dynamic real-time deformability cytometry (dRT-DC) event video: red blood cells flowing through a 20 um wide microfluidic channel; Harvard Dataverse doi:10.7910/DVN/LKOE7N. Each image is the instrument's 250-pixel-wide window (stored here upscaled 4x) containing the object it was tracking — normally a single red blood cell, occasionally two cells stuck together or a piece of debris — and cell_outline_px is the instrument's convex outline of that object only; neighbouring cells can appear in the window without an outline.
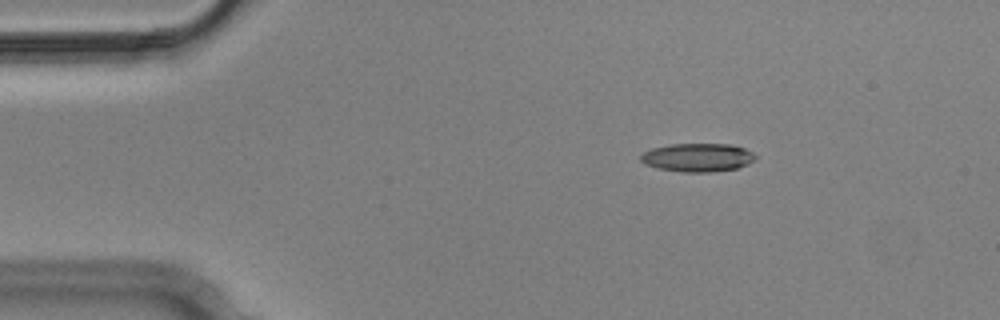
{"species": "Egyptian fruit bat (a non-hibernating species)", "species_latin": "Rousettus aegyptiacus", "temperature_condition": "cold", "stored_images_in_passage": 5, "camera_frame_rate_fps": 3000, "um_per_image_px": 0.085, "animal": {"sex": "male"}, "frame": {"image": 1, "passage_image": 3, "time_ms": 0.667, "image_size_px": [1000, 320], "cell_outline_px": [[756, 160], [748, 164], [736, 168], [712, 172], [680, 172], [656, 168], [644, 164], [640, 160], [640, 156], [644, 152], [652, 148], [668, 144], [728, 144], [744, 148], [752, 152], [756, 156]], "centroid_in_image_um": [59.28, 13.39], "position_along_channel_um": 25.7, "area_um2": 19.13}}